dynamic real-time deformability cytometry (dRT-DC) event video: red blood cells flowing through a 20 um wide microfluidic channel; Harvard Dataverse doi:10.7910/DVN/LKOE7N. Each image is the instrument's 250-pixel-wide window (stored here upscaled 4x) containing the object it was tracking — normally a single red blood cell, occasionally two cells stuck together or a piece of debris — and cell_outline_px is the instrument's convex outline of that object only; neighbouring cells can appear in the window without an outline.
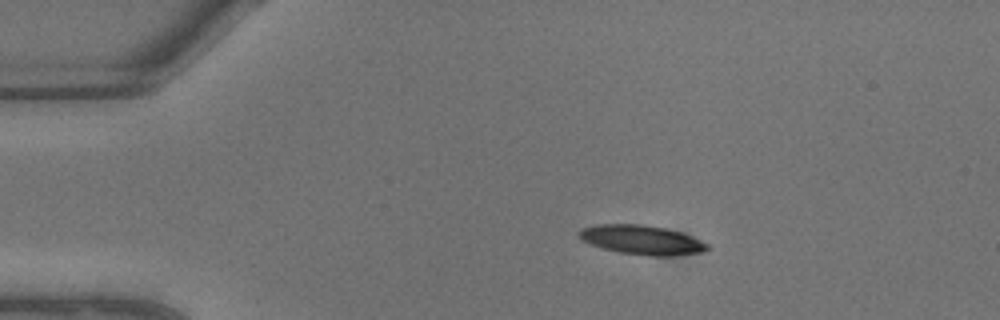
{"species": "common noctule bat (a hibernating species)", "species_latin": "Nyctalus noctula", "temperature_condition": "warm", "stored_images_in_passage": 8, "camera_frame_rate_fps": 3000, "um_per_image_px": 0.085, "animal": {"sex": "male", "body_mass_g": 13.3}, "frame": {"image": 1, "passage_image": 4, "time_ms": 1.0, "image_size_px": [1000, 320], "cell_outline_px": [[708, 248], [700, 252], [668, 256], [648, 256], [620, 252], [604, 248], [580, 240], [576, 236], [576, 232], [580, 228], [596, 224], [640, 224], [664, 228], [680, 232], [708, 244]], "centroid_in_image_um": [54.45, 20.38], "position_along_channel_um": 30.6, "area_um2": 21.73}}
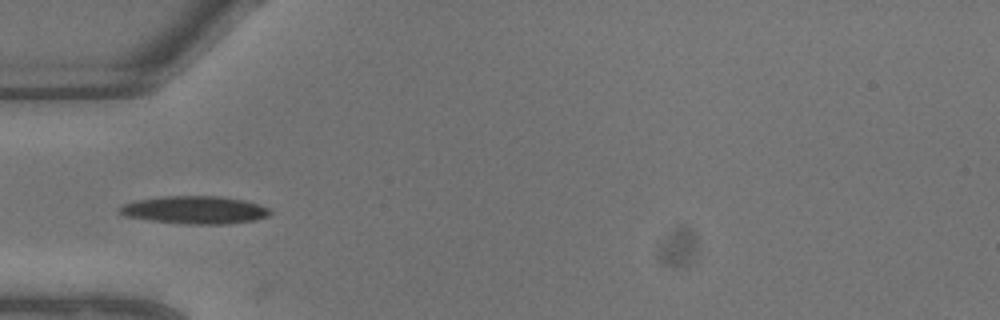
{"frame": {"image": 2, "passage_image": 7, "time_ms": 2.0, "image_size_px": [1000, 320], "cell_outline_px": [[272, 212], [268, 216], [256, 220], [224, 224], [188, 224], [152, 220], [128, 216], [120, 212], [120, 208], [124, 204], [136, 200], [164, 196], [220, 196], [244, 200], [272, 208]], "centroid_in_image_um": [16.65, 17.84], "position_along_channel_um": 68.3, "area_um2": 24.16}}
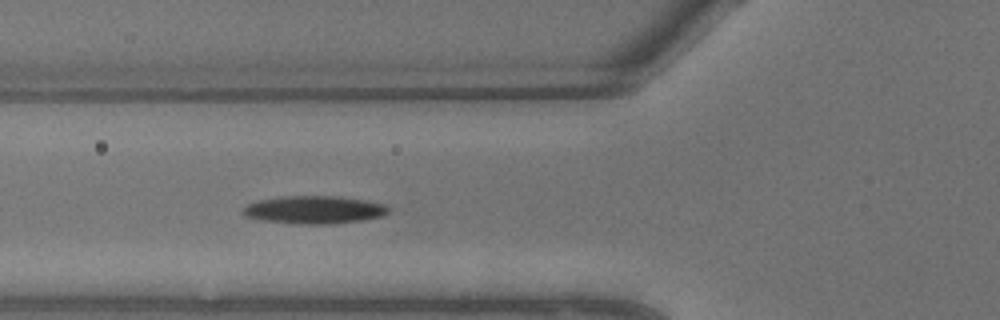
{"frame": {"image": 3, "passage_image": 8, "time_ms": 2.333, "image_size_px": [1000, 320], "cell_outline_px": [[392, 208], [388, 212], [380, 216], [364, 220], [332, 224], [300, 224], [264, 220], [244, 216], [240, 212], [240, 208], [256, 200], [284, 196], [336, 196], [368, 200], [384, 204]], "centroid_in_image_um": [26.69, 17.82], "position_along_channel_um": 99.1, "area_um2": 23.87}}